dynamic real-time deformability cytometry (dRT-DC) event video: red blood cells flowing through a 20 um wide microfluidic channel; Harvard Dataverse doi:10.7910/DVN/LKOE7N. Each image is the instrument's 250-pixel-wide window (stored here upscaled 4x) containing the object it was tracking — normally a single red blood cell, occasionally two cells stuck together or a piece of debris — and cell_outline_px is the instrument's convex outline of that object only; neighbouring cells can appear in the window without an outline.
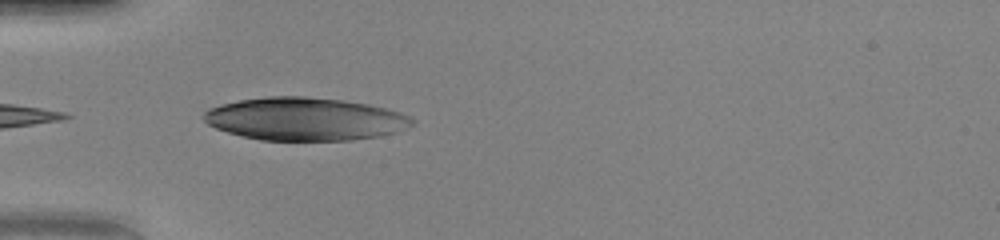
{"species": "human", "species_latin": "Homo sapiens", "temperature_condition": "warm", "stored_images_in_passage": 33, "camera_frame_rate_fps": 3000, "um_per_image_px": 0.085, "donor": {"sex": "female"}, "frame": {"image": 1, "passage_image": 1, "time_ms": 0.0, "image_size_px": [1000, 240], "cell_outline_px": [[416, 124], [396, 132], [380, 136], [352, 140], [260, 140], [228, 132], [216, 128], [208, 124], [204, 120], [204, 112], [208, 108], [220, 104], [240, 100], [268, 96], [304, 96], [344, 100], [368, 104], [400, 112], [412, 116], [416, 120]], "centroid_in_image_um": [25.96, 10.11], "position_along_channel_um": 59.0, "area_um2": 52.31}}
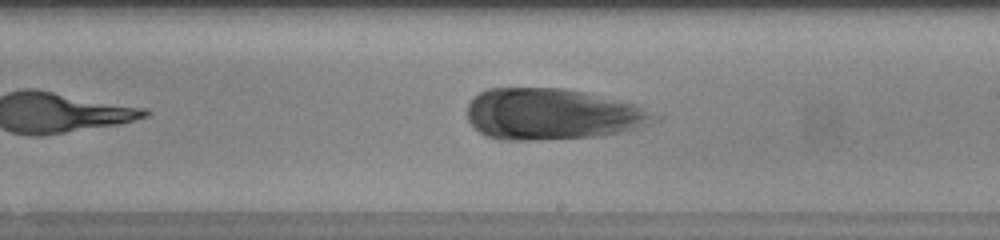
{"frame": {"image": 2, "passage_image": 15, "time_ms": 4.667, "image_size_px": [1000, 240], "cell_outline_px": [[664, 116], [660, 120], [636, 128], [604, 136], [532, 140], [500, 140], [484, 136], [468, 120], [468, 104], [480, 92], [488, 88], [568, 88], [636, 104]], "centroid_in_image_um": [46.99, 9.71], "position_along_channel_um": 242.0, "area_um2": 56.36}}